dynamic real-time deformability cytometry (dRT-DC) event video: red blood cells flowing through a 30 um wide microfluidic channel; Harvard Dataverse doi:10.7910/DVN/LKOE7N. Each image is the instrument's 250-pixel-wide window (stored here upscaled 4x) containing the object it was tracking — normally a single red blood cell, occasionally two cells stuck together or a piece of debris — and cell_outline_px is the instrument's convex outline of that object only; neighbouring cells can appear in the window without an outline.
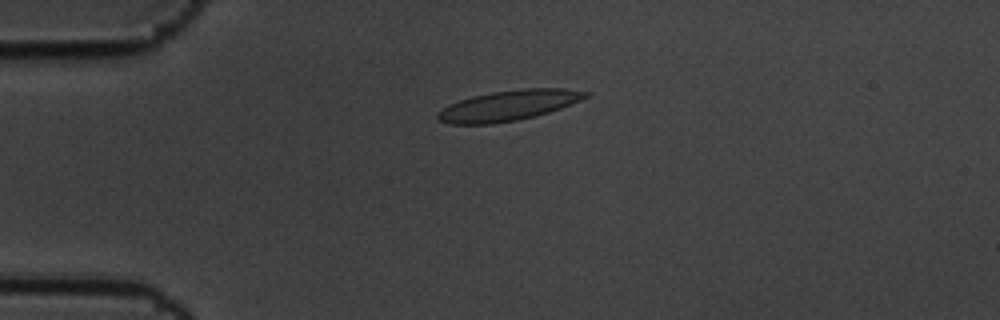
{"species": "common noctule bat (a hibernating species)", "species_latin": "Nyctalus noctula", "temperature_condition": "cold", "stored_images_in_passage": 5, "camera_frame_rate_fps": 3000, "um_per_image_px": 0.085, "animal": {"sex": "male", "body_mass_g": 19.5, "forearm_length_mm": 54.6}, "frame": {"image": 1, "passage_image": 4, "time_ms": 1.0, "image_size_px": [1000, 320], "cell_outline_px": [[592, 92], [588, 96], [580, 100], [560, 108], [548, 112], [516, 120], [492, 124], [448, 124], [440, 120], [436, 116], [444, 108], [460, 100], [472, 96], [492, 92], [520, 88], [564, 88]], "centroid_in_image_um": [43.26, 8.95], "position_along_channel_um": 41.7, "area_um2": 25.84}}